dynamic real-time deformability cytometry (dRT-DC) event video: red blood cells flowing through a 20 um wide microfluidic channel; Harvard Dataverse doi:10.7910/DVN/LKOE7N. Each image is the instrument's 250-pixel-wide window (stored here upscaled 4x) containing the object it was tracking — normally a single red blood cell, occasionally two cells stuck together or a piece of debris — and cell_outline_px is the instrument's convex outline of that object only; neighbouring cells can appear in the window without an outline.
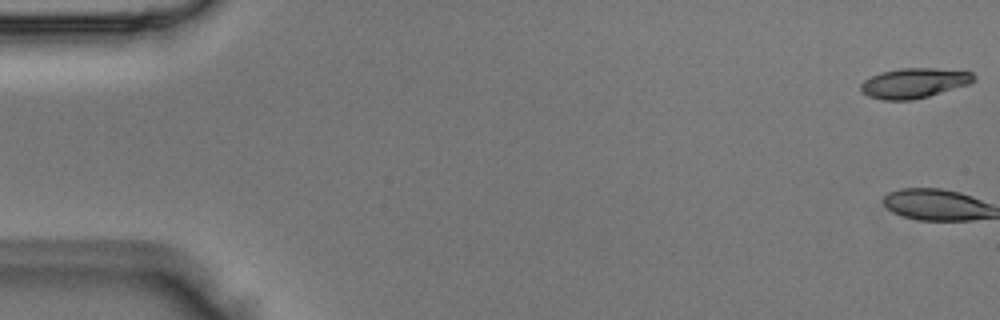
{"species": "Egyptian fruit bat (a non-hibernating species)", "species_latin": "Rousettus aegyptiacus", "temperature_condition": "room temperature", "stored_images_in_passage": 46, "camera_frame_rate_fps": 3000, "um_per_image_px": 0.085, "animal": {"sex": "male"}, "frame": {"image": 1, "passage_image": 1, "time_ms": 0.0, "image_size_px": [1000, 320], "cell_outline_px": [[976, 80], [968, 84], [928, 96], [912, 100], [884, 100], [868, 96], [860, 92], [860, 84], [864, 80], [880, 72], [900, 68], [936, 68], [972, 72], [976, 76]], "centroid_in_image_um": [77.68, 7.05], "position_along_channel_um": 7.3, "area_um2": 19.77}}
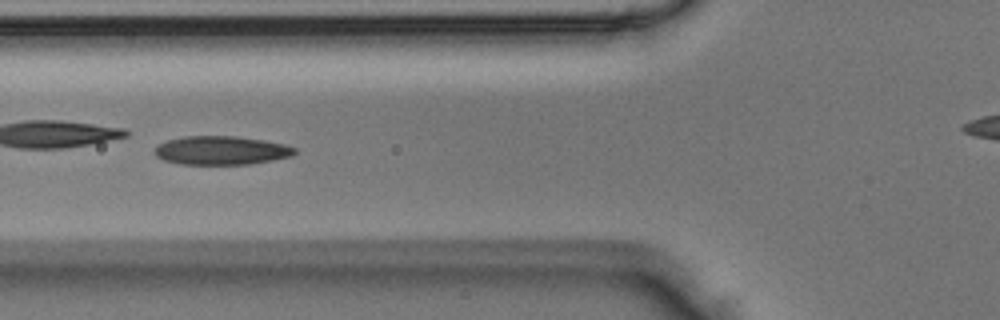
{"frame": {"image": 2, "passage_image": 20, "time_ms": 6.333, "image_size_px": [1000, 320], "cell_outline_px": [[296, 152], [292, 156], [272, 160], [248, 164], [180, 164], [164, 160], [156, 156], [156, 148], [160, 144], [168, 140], [184, 136], [236, 136], [264, 140], [284, 144], [296, 148]], "centroid_in_image_um": [18.83, 12.78], "position_along_channel_um": 107.0, "area_um2": 23.24}}